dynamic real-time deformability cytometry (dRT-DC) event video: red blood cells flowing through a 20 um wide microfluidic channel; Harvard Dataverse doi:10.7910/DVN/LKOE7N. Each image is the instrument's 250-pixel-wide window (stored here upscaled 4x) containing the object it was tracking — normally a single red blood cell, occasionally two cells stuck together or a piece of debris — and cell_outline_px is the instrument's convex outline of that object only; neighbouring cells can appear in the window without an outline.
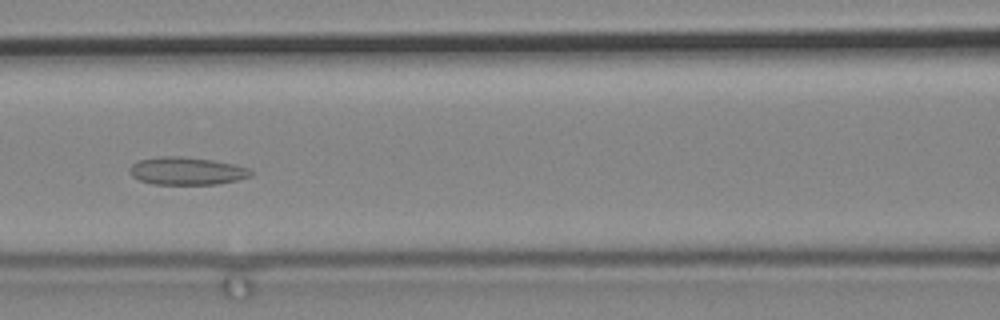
{"species": "common noctule bat (a hibernating species)", "species_latin": "Nyctalus noctula", "temperature_condition": "cold", "stored_images_in_passage": 13, "camera_frame_rate_fps": 3000, "um_per_image_px": 0.085, "animal": {"sex": "male", "body_mass_g": 19.2, "forearm_length_mm": 51.8}, "frame": {"image": 1, "passage_image": 6, "time_ms": 1.667, "image_size_px": [1000, 320], "cell_outline_px": [[252, 176], [236, 180], [216, 184], [152, 184], [140, 180], [132, 176], [132, 164], [140, 160], [160, 156], [180, 156], [212, 160], [236, 164], [248, 168], [252, 172]], "centroid_in_image_um": [15.91, 14.53], "position_along_channel_um": 150.7, "area_um2": 19.36}}
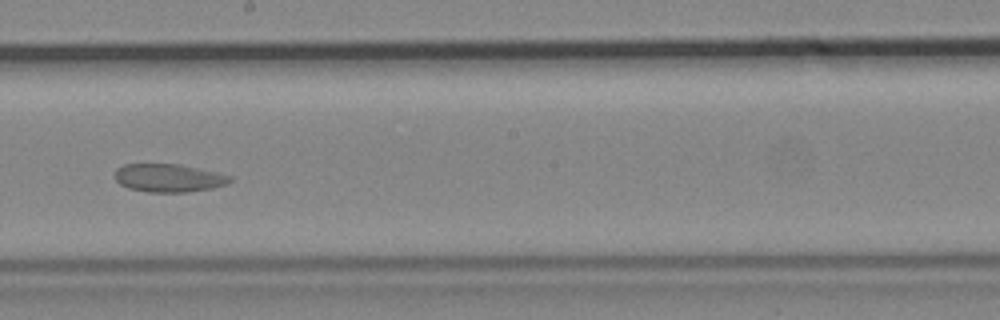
{"frame": {"image": 2, "passage_image": 8, "time_ms": 2.333, "image_size_px": [1000, 320], "cell_outline_px": [[232, 180], [228, 184], [212, 188], [188, 192], [148, 192], [128, 188], [120, 184], [116, 180], [116, 168], [124, 164], [180, 164], [216, 172], [232, 176]], "centroid_in_image_um": [14.35, 15.13], "position_along_channel_um": 233.8, "area_um2": 18.9}}
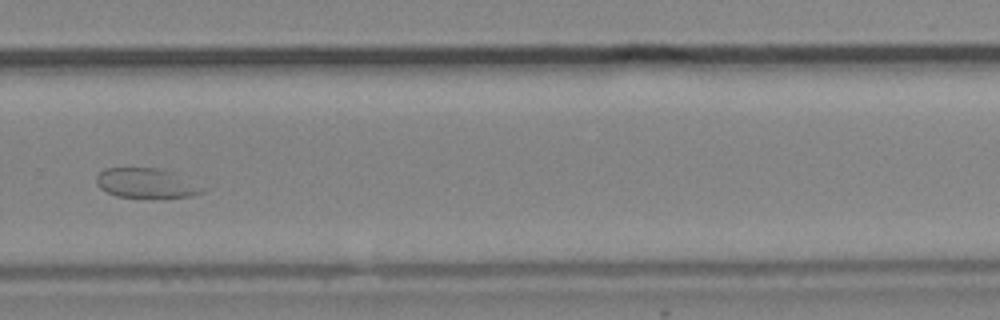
{"frame": {"image": 3, "passage_image": 10, "time_ms": 3.0, "image_size_px": [1000, 320], "cell_outline_px": [[208, 188], [204, 192], [192, 196], [116, 196], [100, 188], [96, 184], [96, 176], [104, 168], [156, 168], [172, 172]], "centroid_in_image_um": [12.43, 15.54], "position_along_channel_um": 317.4, "area_um2": 17.98}}